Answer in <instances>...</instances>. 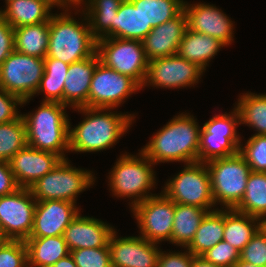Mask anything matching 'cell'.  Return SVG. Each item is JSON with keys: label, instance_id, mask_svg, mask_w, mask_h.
I'll list each match as a JSON object with an SVG mask.
<instances>
[{"label": "cell", "instance_id": "6da1fadb", "mask_svg": "<svg viewBox=\"0 0 266 267\" xmlns=\"http://www.w3.org/2000/svg\"><path fill=\"white\" fill-rule=\"evenodd\" d=\"M86 116L71 129L69 123V152H99L114 146L135 120L134 114L113 113L105 108H76ZM108 111V112H107Z\"/></svg>", "mask_w": 266, "mask_h": 267}, {"label": "cell", "instance_id": "7a4b0ae2", "mask_svg": "<svg viewBox=\"0 0 266 267\" xmlns=\"http://www.w3.org/2000/svg\"><path fill=\"white\" fill-rule=\"evenodd\" d=\"M194 116L181 113L157 131L141 151L154 163L198 162L201 128Z\"/></svg>", "mask_w": 266, "mask_h": 267}, {"label": "cell", "instance_id": "3957f363", "mask_svg": "<svg viewBox=\"0 0 266 267\" xmlns=\"http://www.w3.org/2000/svg\"><path fill=\"white\" fill-rule=\"evenodd\" d=\"M60 14H52L49 19V44L46 57L63 61L66 64L82 61L96 52V39L92 36L86 13V22L76 21L69 8ZM83 22V23H82ZM85 23V24H84Z\"/></svg>", "mask_w": 266, "mask_h": 267}, {"label": "cell", "instance_id": "277c9868", "mask_svg": "<svg viewBox=\"0 0 266 267\" xmlns=\"http://www.w3.org/2000/svg\"><path fill=\"white\" fill-rule=\"evenodd\" d=\"M66 105L59 102L42 101L32 113L22 114L26 126L27 145L67 159L69 152V118Z\"/></svg>", "mask_w": 266, "mask_h": 267}, {"label": "cell", "instance_id": "5b68a950", "mask_svg": "<svg viewBox=\"0 0 266 267\" xmlns=\"http://www.w3.org/2000/svg\"><path fill=\"white\" fill-rule=\"evenodd\" d=\"M137 156L122 154L108 176L113 196L132 197L131 208L156 195L149 192L156 184V172L152 168L155 164L141 150Z\"/></svg>", "mask_w": 266, "mask_h": 267}, {"label": "cell", "instance_id": "8992f818", "mask_svg": "<svg viewBox=\"0 0 266 267\" xmlns=\"http://www.w3.org/2000/svg\"><path fill=\"white\" fill-rule=\"evenodd\" d=\"M215 206L234 209L245 194L247 179L252 172L244 157L238 152L229 157L206 162Z\"/></svg>", "mask_w": 266, "mask_h": 267}, {"label": "cell", "instance_id": "52a82bcc", "mask_svg": "<svg viewBox=\"0 0 266 267\" xmlns=\"http://www.w3.org/2000/svg\"><path fill=\"white\" fill-rule=\"evenodd\" d=\"M68 158L62 159L50 172L29 189L36 201L62 200L76 204L77 195L94 184L90 170L72 167Z\"/></svg>", "mask_w": 266, "mask_h": 267}, {"label": "cell", "instance_id": "ba28073f", "mask_svg": "<svg viewBox=\"0 0 266 267\" xmlns=\"http://www.w3.org/2000/svg\"><path fill=\"white\" fill-rule=\"evenodd\" d=\"M165 184L162 192L174 203L196 206L208 211L215 210L206 163L185 164L184 169Z\"/></svg>", "mask_w": 266, "mask_h": 267}, {"label": "cell", "instance_id": "9c48e42d", "mask_svg": "<svg viewBox=\"0 0 266 267\" xmlns=\"http://www.w3.org/2000/svg\"><path fill=\"white\" fill-rule=\"evenodd\" d=\"M96 52L101 63L122 75L129 76L143 88L148 59L142 41L100 38L96 40Z\"/></svg>", "mask_w": 266, "mask_h": 267}, {"label": "cell", "instance_id": "30bf717a", "mask_svg": "<svg viewBox=\"0 0 266 267\" xmlns=\"http://www.w3.org/2000/svg\"><path fill=\"white\" fill-rule=\"evenodd\" d=\"M44 71V58L14 50L0 65V89L19 97L24 105L35 95Z\"/></svg>", "mask_w": 266, "mask_h": 267}, {"label": "cell", "instance_id": "8fae6325", "mask_svg": "<svg viewBox=\"0 0 266 267\" xmlns=\"http://www.w3.org/2000/svg\"><path fill=\"white\" fill-rule=\"evenodd\" d=\"M141 88L134 79L116 72L99 61L91 79L88 107L115 109Z\"/></svg>", "mask_w": 266, "mask_h": 267}, {"label": "cell", "instance_id": "7c38bea8", "mask_svg": "<svg viewBox=\"0 0 266 267\" xmlns=\"http://www.w3.org/2000/svg\"><path fill=\"white\" fill-rule=\"evenodd\" d=\"M131 211L137 220L141 237L157 244L171 241L175 203L163 192L138 203Z\"/></svg>", "mask_w": 266, "mask_h": 267}, {"label": "cell", "instance_id": "4fadbf2b", "mask_svg": "<svg viewBox=\"0 0 266 267\" xmlns=\"http://www.w3.org/2000/svg\"><path fill=\"white\" fill-rule=\"evenodd\" d=\"M36 202L29 188L19 187L13 193L0 196V230L10 240L29 238Z\"/></svg>", "mask_w": 266, "mask_h": 267}, {"label": "cell", "instance_id": "5bb4252c", "mask_svg": "<svg viewBox=\"0 0 266 267\" xmlns=\"http://www.w3.org/2000/svg\"><path fill=\"white\" fill-rule=\"evenodd\" d=\"M205 71L196 63L178 54L148 61V70L143 87L161 88L191 87L198 83Z\"/></svg>", "mask_w": 266, "mask_h": 267}, {"label": "cell", "instance_id": "9a60e30c", "mask_svg": "<svg viewBox=\"0 0 266 267\" xmlns=\"http://www.w3.org/2000/svg\"><path fill=\"white\" fill-rule=\"evenodd\" d=\"M114 230L108 242L112 267H157L161 249L143 237H118ZM160 249V250H159Z\"/></svg>", "mask_w": 266, "mask_h": 267}, {"label": "cell", "instance_id": "2e32d148", "mask_svg": "<svg viewBox=\"0 0 266 267\" xmlns=\"http://www.w3.org/2000/svg\"><path fill=\"white\" fill-rule=\"evenodd\" d=\"M79 209L69 201H37L29 238L63 236L70 222L80 213Z\"/></svg>", "mask_w": 266, "mask_h": 267}, {"label": "cell", "instance_id": "e0dca14e", "mask_svg": "<svg viewBox=\"0 0 266 267\" xmlns=\"http://www.w3.org/2000/svg\"><path fill=\"white\" fill-rule=\"evenodd\" d=\"M184 11L187 15V27L191 31L202 33L218 39L226 47L233 39V22L221 9L216 6L184 2Z\"/></svg>", "mask_w": 266, "mask_h": 267}, {"label": "cell", "instance_id": "ac0fdd59", "mask_svg": "<svg viewBox=\"0 0 266 267\" xmlns=\"http://www.w3.org/2000/svg\"><path fill=\"white\" fill-rule=\"evenodd\" d=\"M61 160L62 158L57 154L26 145L9 160V165L17 185L30 188Z\"/></svg>", "mask_w": 266, "mask_h": 267}, {"label": "cell", "instance_id": "d6986e66", "mask_svg": "<svg viewBox=\"0 0 266 267\" xmlns=\"http://www.w3.org/2000/svg\"><path fill=\"white\" fill-rule=\"evenodd\" d=\"M187 28V15L184 10L173 19L153 27L142 40L148 61L177 54Z\"/></svg>", "mask_w": 266, "mask_h": 267}, {"label": "cell", "instance_id": "ffe728a7", "mask_svg": "<svg viewBox=\"0 0 266 267\" xmlns=\"http://www.w3.org/2000/svg\"><path fill=\"white\" fill-rule=\"evenodd\" d=\"M116 230L101 219L81 216L80 213L65 229L63 237L69 251L105 247Z\"/></svg>", "mask_w": 266, "mask_h": 267}, {"label": "cell", "instance_id": "44dd1931", "mask_svg": "<svg viewBox=\"0 0 266 267\" xmlns=\"http://www.w3.org/2000/svg\"><path fill=\"white\" fill-rule=\"evenodd\" d=\"M100 61L97 52L69 65L63 90V104L73 109L88 107V94L94 69Z\"/></svg>", "mask_w": 266, "mask_h": 267}, {"label": "cell", "instance_id": "7402d4cb", "mask_svg": "<svg viewBox=\"0 0 266 267\" xmlns=\"http://www.w3.org/2000/svg\"><path fill=\"white\" fill-rule=\"evenodd\" d=\"M53 6L50 0H9L0 15L14 29L49 22Z\"/></svg>", "mask_w": 266, "mask_h": 267}, {"label": "cell", "instance_id": "603a6c76", "mask_svg": "<svg viewBox=\"0 0 266 267\" xmlns=\"http://www.w3.org/2000/svg\"><path fill=\"white\" fill-rule=\"evenodd\" d=\"M85 9L92 36L100 38H115V18L123 0H86Z\"/></svg>", "mask_w": 266, "mask_h": 267}, {"label": "cell", "instance_id": "cb8c5ba5", "mask_svg": "<svg viewBox=\"0 0 266 267\" xmlns=\"http://www.w3.org/2000/svg\"><path fill=\"white\" fill-rule=\"evenodd\" d=\"M224 46L218 39L187 28L177 54L190 62L196 63L205 71L210 60Z\"/></svg>", "mask_w": 266, "mask_h": 267}, {"label": "cell", "instance_id": "d4e9b609", "mask_svg": "<svg viewBox=\"0 0 266 267\" xmlns=\"http://www.w3.org/2000/svg\"><path fill=\"white\" fill-rule=\"evenodd\" d=\"M263 224L256 217L238 212L235 209H224L223 241L241 252Z\"/></svg>", "mask_w": 266, "mask_h": 267}, {"label": "cell", "instance_id": "484cf974", "mask_svg": "<svg viewBox=\"0 0 266 267\" xmlns=\"http://www.w3.org/2000/svg\"><path fill=\"white\" fill-rule=\"evenodd\" d=\"M28 267H51L70 254L63 236L27 238Z\"/></svg>", "mask_w": 266, "mask_h": 267}, {"label": "cell", "instance_id": "4316f807", "mask_svg": "<svg viewBox=\"0 0 266 267\" xmlns=\"http://www.w3.org/2000/svg\"><path fill=\"white\" fill-rule=\"evenodd\" d=\"M209 211L196 206L175 203L171 244L186 248Z\"/></svg>", "mask_w": 266, "mask_h": 267}, {"label": "cell", "instance_id": "83f0119b", "mask_svg": "<svg viewBox=\"0 0 266 267\" xmlns=\"http://www.w3.org/2000/svg\"><path fill=\"white\" fill-rule=\"evenodd\" d=\"M224 209L209 211L199 225L191 243L186 247L194 256H201L207 250L223 241Z\"/></svg>", "mask_w": 266, "mask_h": 267}, {"label": "cell", "instance_id": "f1b7e54d", "mask_svg": "<svg viewBox=\"0 0 266 267\" xmlns=\"http://www.w3.org/2000/svg\"><path fill=\"white\" fill-rule=\"evenodd\" d=\"M49 44V22L14 28V50L45 58Z\"/></svg>", "mask_w": 266, "mask_h": 267}, {"label": "cell", "instance_id": "f546056e", "mask_svg": "<svg viewBox=\"0 0 266 267\" xmlns=\"http://www.w3.org/2000/svg\"><path fill=\"white\" fill-rule=\"evenodd\" d=\"M266 222V173L251 172L247 179L245 194L240 203L234 208Z\"/></svg>", "mask_w": 266, "mask_h": 267}, {"label": "cell", "instance_id": "4dcf8cb0", "mask_svg": "<svg viewBox=\"0 0 266 267\" xmlns=\"http://www.w3.org/2000/svg\"><path fill=\"white\" fill-rule=\"evenodd\" d=\"M139 10L146 23V36L153 27L159 26L184 10V0H130Z\"/></svg>", "mask_w": 266, "mask_h": 267}, {"label": "cell", "instance_id": "1f68e13d", "mask_svg": "<svg viewBox=\"0 0 266 267\" xmlns=\"http://www.w3.org/2000/svg\"><path fill=\"white\" fill-rule=\"evenodd\" d=\"M45 71L40 85L35 93L44 92L42 101L59 102L63 104L64 81L69 68V64L61 60L45 57Z\"/></svg>", "mask_w": 266, "mask_h": 267}, {"label": "cell", "instance_id": "d6a6232c", "mask_svg": "<svg viewBox=\"0 0 266 267\" xmlns=\"http://www.w3.org/2000/svg\"><path fill=\"white\" fill-rule=\"evenodd\" d=\"M239 97L235 107L240 123L256 129L253 135H266V94L247 92Z\"/></svg>", "mask_w": 266, "mask_h": 267}, {"label": "cell", "instance_id": "836d02e7", "mask_svg": "<svg viewBox=\"0 0 266 267\" xmlns=\"http://www.w3.org/2000/svg\"><path fill=\"white\" fill-rule=\"evenodd\" d=\"M146 37V23L130 0H123L115 18V38L140 40Z\"/></svg>", "mask_w": 266, "mask_h": 267}, {"label": "cell", "instance_id": "e575fe53", "mask_svg": "<svg viewBox=\"0 0 266 267\" xmlns=\"http://www.w3.org/2000/svg\"><path fill=\"white\" fill-rule=\"evenodd\" d=\"M27 145L26 126L22 115L6 123H0V160H9Z\"/></svg>", "mask_w": 266, "mask_h": 267}, {"label": "cell", "instance_id": "d590c367", "mask_svg": "<svg viewBox=\"0 0 266 267\" xmlns=\"http://www.w3.org/2000/svg\"><path fill=\"white\" fill-rule=\"evenodd\" d=\"M238 152L239 149L227 137L210 134L201 127L198 162L206 163Z\"/></svg>", "mask_w": 266, "mask_h": 267}, {"label": "cell", "instance_id": "8d00e7d4", "mask_svg": "<svg viewBox=\"0 0 266 267\" xmlns=\"http://www.w3.org/2000/svg\"><path fill=\"white\" fill-rule=\"evenodd\" d=\"M240 123V114L236 107L229 114L213 116L203 124V128L210 134L227 137L238 149L241 146V138L237 135V126Z\"/></svg>", "mask_w": 266, "mask_h": 267}, {"label": "cell", "instance_id": "74e56055", "mask_svg": "<svg viewBox=\"0 0 266 267\" xmlns=\"http://www.w3.org/2000/svg\"><path fill=\"white\" fill-rule=\"evenodd\" d=\"M239 153L244 157L252 172L266 173V135H252Z\"/></svg>", "mask_w": 266, "mask_h": 267}, {"label": "cell", "instance_id": "f35d334b", "mask_svg": "<svg viewBox=\"0 0 266 267\" xmlns=\"http://www.w3.org/2000/svg\"><path fill=\"white\" fill-rule=\"evenodd\" d=\"M240 260L266 267V226L263 224L240 252Z\"/></svg>", "mask_w": 266, "mask_h": 267}, {"label": "cell", "instance_id": "ab89813d", "mask_svg": "<svg viewBox=\"0 0 266 267\" xmlns=\"http://www.w3.org/2000/svg\"><path fill=\"white\" fill-rule=\"evenodd\" d=\"M77 267H112L108 244L100 248L70 251Z\"/></svg>", "mask_w": 266, "mask_h": 267}, {"label": "cell", "instance_id": "60d3db41", "mask_svg": "<svg viewBox=\"0 0 266 267\" xmlns=\"http://www.w3.org/2000/svg\"><path fill=\"white\" fill-rule=\"evenodd\" d=\"M201 256L219 267H233L240 260V252L225 241L218 242Z\"/></svg>", "mask_w": 266, "mask_h": 267}, {"label": "cell", "instance_id": "b9f144b4", "mask_svg": "<svg viewBox=\"0 0 266 267\" xmlns=\"http://www.w3.org/2000/svg\"><path fill=\"white\" fill-rule=\"evenodd\" d=\"M0 267H28L24 240H9L0 250Z\"/></svg>", "mask_w": 266, "mask_h": 267}, {"label": "cell", "instance_id": "7bdbcfd3", "mask_svg": "<svg viewBox=\"0 0 266 267\" xmlns=\"http://www.w3.org/2000/svg\"><path fill=\"white\" fill-rule=\"evenodd\" d=\"M22 102L19 97L0 89V123L18 119L22 114L17 107L22 106Z\"/></svg>", "mask_w": 266, "mask_h": 267}, {"label": "cell", "instance_id": "ee69618b", "mask_svg": "<svg viewBox=\"0 0 266 267\" xmlns=\"http://www.w3.org/2000/svg\"><path fill=\"white\" fill-rule=\"evenodd\" d=\"M193 254L187 249L186 252L160 251L157 267H191Z\"/></svg>", "mask_w": 266, "mask_h": 267}, {"label": "cell", "instance_id": "f6af8a7d", "mask_svg": "<svg viewBox=\"0 0 266 267\" xmlns=\"http://www.w3.org/2000/svg\"><path fill=\"white\" fill-rule=\"evenodd\" d=\"M14 51V29L0 15V65Z\"/></svg>", "mask_w": 266, "mask_h": 267}, {"label": "cell", "instance_id": "bcb514c9", "mask_svg": "<svg viewBox=\"0 0 266 267\" xmlns=\"http://www.w3.org/2000/svg\"><path fill=\"white\" fill-rule=\"evenodd\" d=\"M18 188L9 162L0 160V196L13 193Z\"/></svg>", "mask_w": 266, "mask_h": 267}, {"label": "cell", "instance_id": "7dc6e473", "mask_svg": "<svg viewBox=\"0 0 266 267\" xmlns=\"http://www.w3.org/2000/svg\"><path fill=\"white\" fill-rule=\"evenodd\" d=\"M55 6L61 8V9H66L69 8L71 9L72 7L76 6L78 8L81 6L80 4H83L85 0H50ZM73 5V6H72ZM79 5V6H78ZM71 7V8H70Z\"/></svg>", "mask_w": 266, "mask_h": 267}, {"label": "cell", "instance_id": "c3c4849f", "mask_svg": "<svg viewBox=\"0 0 266 267\" xmlns=\"http://www.w3.org/2000/svg\"><path fill=\"white\" fill-rule=\"evenodd\" d=\"M51 267H77L71 254L61 258Z\"/></svg>", "mask_w": 266, "mask_h": 267}, {"label": "cell", "instance_id": "681fc988", "mask_svg": "<svg viewBox=\"0 0 266 267\" xmlns=\"http://www.w3.org/2000/svg\"><path fill=\"white\" fill-rule=\"evenodd\" d=\"M191 267H219L206 261L202 256H194Z\"/></svg>", "mask_w": 266, "mask_h": 267}, {"label": "cell", "instance_id": "f907efd6", "mask_svg": "<svg viewBox=\"0 0 266 267\" xmlns=\"http://www.w3.org/2000/svg\"><path fill=\"white\" fill-rule=\"evenodd\" d=\"M10 239L0 230V250L7 244Z\"/></svg>", "mask_w": 266, "mask_h": 267}, {"label": "cell", "instance_id": "816d5d0a", "mask_svg": "<svg viewBox=\"0 0 266 267\" xmlns=\"http://www.w3.org/2000/svg\"><path fill=\"white\" fill-rule=\"evenodd\" d=\"M233 267H259V266L239 260Z\"/></svg>", "mask_w": 266, "mask_h": 267}]
</instances>
